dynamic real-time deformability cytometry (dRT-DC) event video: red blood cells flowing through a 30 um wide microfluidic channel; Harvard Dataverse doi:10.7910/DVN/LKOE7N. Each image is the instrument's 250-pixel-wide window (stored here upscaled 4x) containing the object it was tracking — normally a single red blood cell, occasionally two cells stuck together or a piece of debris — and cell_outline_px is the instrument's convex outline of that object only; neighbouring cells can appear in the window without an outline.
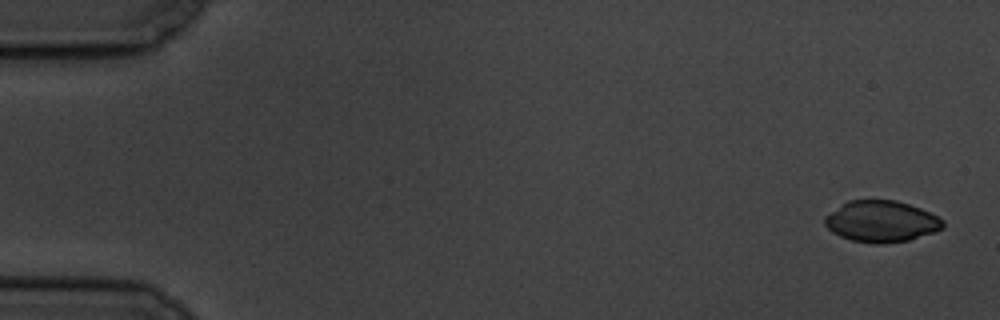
{"species": "common noctule bat (a hibernating species)", "species_latin": "Nyctalus noctula", "temperature_condition": "cold", "stored_images_in_passage": 7, "camera_frame_rate_fps": 3000, "um_per_image_px": 0.085, "animal": {"sex": "male", "body_mass_g": 19.5, "forearm_length_mm": 54.6}, "frame": {"image": 1, "passage_image": 1, "time_ms": 0.0, "image_size_px": [1000, 320], "cell_outline_px": [[944, 228], [908, 240], [884, 244], [876, 244], [852, 240], [840, 236], [832, 232], [824, 224], [824, 216], [848, 200], [896, 200], [920, 208], [944, 220]], "centroid_in_image_um": [74.89, 18.82], "position_along_channel_um": 10.1, "area_um2": 28.32}}
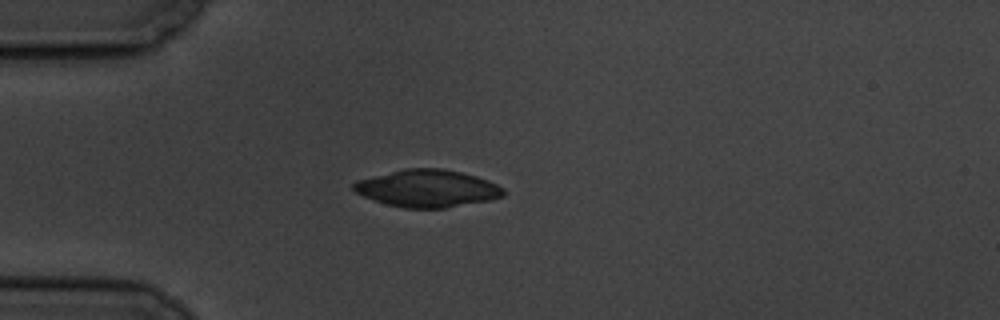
{"frame": {"image": 2, "passage_image": 5, "time_ms": 4.667, "image_size_px": [1000, 320], "cell_outline_px": [[508, 192], [504, 196], [488, 200], [444, 208], [404, 208], [384, 204], [372, 200], [356, 192], [352, 188], [352, 184], [356, 180], [404, 168], [440, 168], [460, 172], [476, 176], [488, 180], [504, 188]], "centroid_in_image_um": [36.31, 16.01], "position_along_channel_um": 48.7, "area_um2": 32.71}}